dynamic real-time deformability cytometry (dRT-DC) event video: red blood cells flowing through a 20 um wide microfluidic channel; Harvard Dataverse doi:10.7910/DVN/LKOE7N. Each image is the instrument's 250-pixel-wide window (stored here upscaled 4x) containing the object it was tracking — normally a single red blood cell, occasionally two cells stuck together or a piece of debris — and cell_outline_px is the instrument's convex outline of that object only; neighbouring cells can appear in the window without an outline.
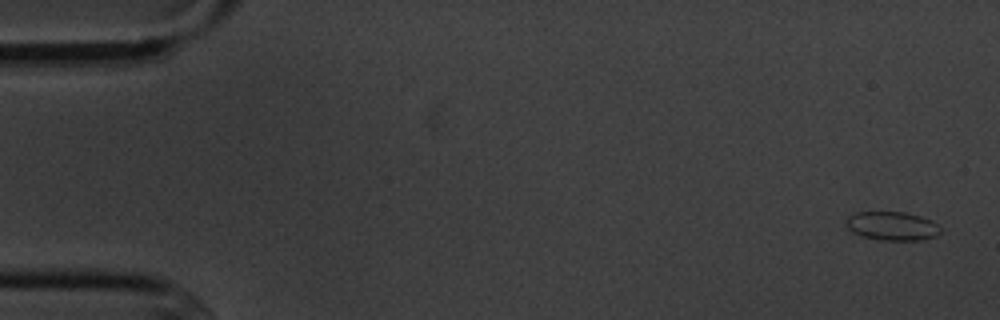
{"species": "common noctule bat (a hibernating species)", "species_latin": "Nyctalus noctula", "temperature_condition": "cold", "stored_images_in_passage": 5, "camera_frame_rate_fps": 3000, "um_per_image_px": 0.085, "animal": {"sex": "male", "body_mass_g": 20.1, "forearm_length_mm": 53.5}, "frame": {"image": 1, "passage_image": 1, "time_ms": 0.0, "image_size_px": [1000, 320], "cell_outline_px": [[940, 232], [936, 236], [920, 240], [880, 240], [864, 236], [852, 232], [848, 228], [848, 216], [852, 212], [904, 212], [920, 216], [932, 220], [940, 228]], "centroid_in_image_um": [75.84, 19.2], "position_along_channel_um": 9.2, "area_um2": 15.66}}
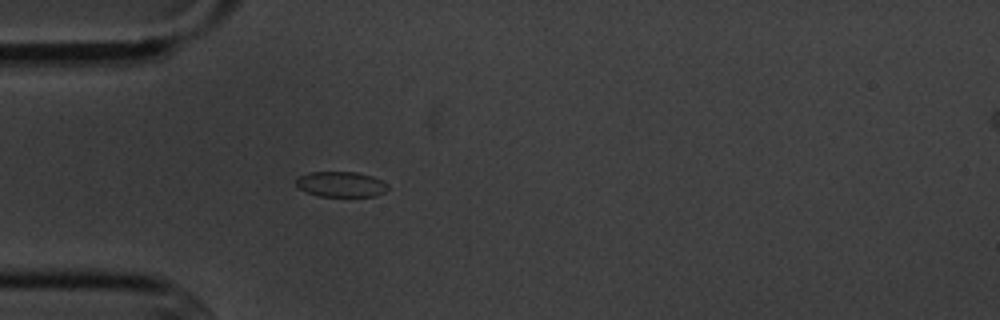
{"frame": {"image": 2, "passage_image": 5, "time_ms": 4.667, "image_size_px": [1000, 320], "cell_outline_px": [[388, 188], [384, 192], [376, 196], [320, 196], [308, 192], [300, 188], [296, 184], [296, 180], [300, 176], [308, 172], [356, 172], [372, 176], [388, 184]], "centroid_in_image_um": [29.0, 15.66], "position_along_channel_um": 56.0, "area_um2": 13.41}}